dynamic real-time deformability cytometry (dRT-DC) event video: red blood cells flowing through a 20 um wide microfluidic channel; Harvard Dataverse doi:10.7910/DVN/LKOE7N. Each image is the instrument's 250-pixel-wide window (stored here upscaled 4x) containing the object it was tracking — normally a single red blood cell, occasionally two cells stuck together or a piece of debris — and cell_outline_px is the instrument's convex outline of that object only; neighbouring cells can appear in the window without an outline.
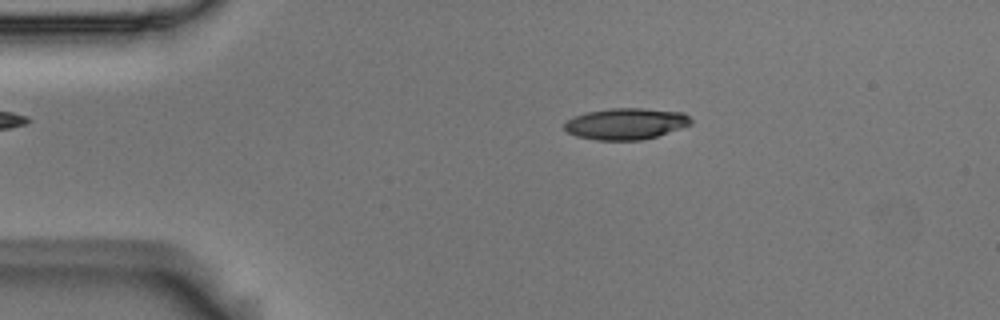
{"species": "Egyptian fruit bat (a non-hibernating species)", "species_latin": "Rousettus aegyptiacus", "temperature_condition": "room temperature", "stored_images_in_passage": 9, "camera_frame_rate_fps": 3000, "um_per_image_px": 0.085, "animal": {"sex": "male"}, "frame": {"image": 1, "passage_image": 2, "time_ms": 0.333, "image_size_px": [1000, 320], "cell_outline_px": [[692, 124], [656, 136], [640, 140], [596, 140], [576, 136], [568, 132], [564, 128], [564, 124], [568, 120], [576, 116], [588, 112], [612, 108], [644, 108], [684, 112], [692, 120]], "centroid_in_image_um": [53.22, 10.52], "position_along_channel_um": 31.8, "area_um2": 22.95}}
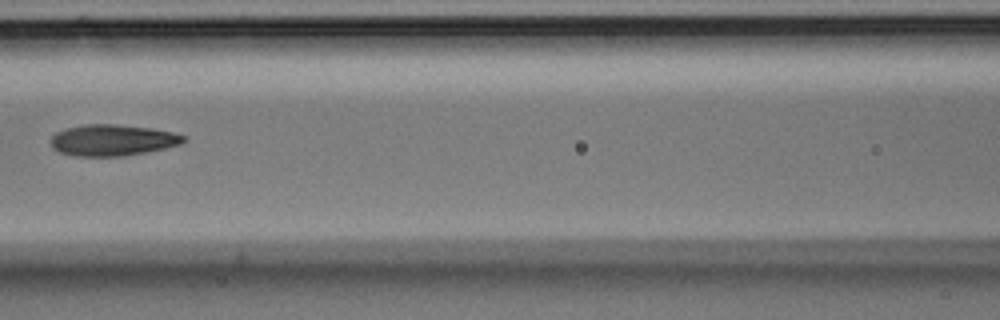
{"frame": {"image": 2, "passage_image": 6, "time_ms": 1.667, "image_size_px": [1000, 320], "cell_outline_px": [[184, 140], [180, 144], [164, 148], [144, 152], [120, 156], [76, 156], [60, 152], [52, 148], [48, 140], [56, 132], [64, 128], [84, 124], [112, 124], [152, 128], [172, 132], [184, 136]], "centroid_in_image_um": [9.48, 11.9], "position_along_channel_um": 157.1, "area_um2": 24.1}}
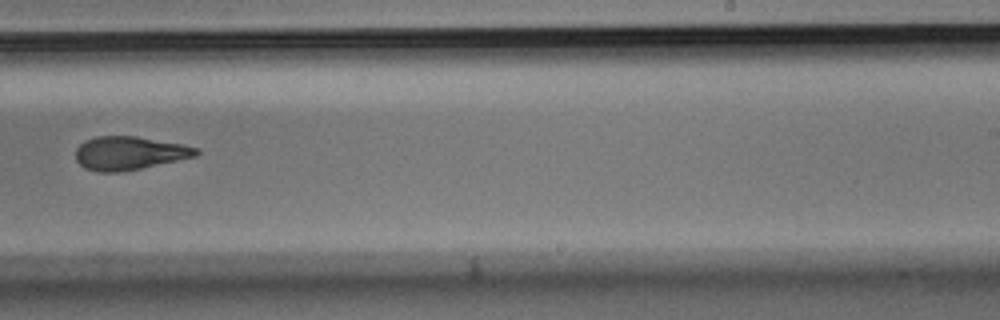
{"frame": {"image": 3, "passage_image": 9, "time_ms": 2.667, "image_size_px": [1000, 320], "cell_outline_px": [[200, 152], [196, 156], [140, 168], [120, 172], [96, 172], [84, 168], [76, 160], [76, 148], [84, 140], [96, 136], [136, 136], [180, 144], [200, 148]], "centroid_in_image_um": [10.96, 13.01], "position_along_channel_um": 278.0, "area_um2": 23.41}}